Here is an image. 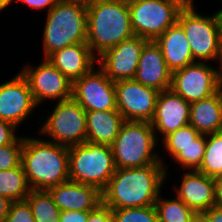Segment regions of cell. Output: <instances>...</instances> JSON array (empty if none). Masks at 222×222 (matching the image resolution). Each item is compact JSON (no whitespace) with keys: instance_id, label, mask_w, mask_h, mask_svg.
Returning a JSON list of instances; mask_svg holds the SVG:
<instances>
[{"instance_id":"6da1fadb","label":"cell","mask_w":222,"mask_h":222,"mask_svg":"<svg viewBox=\"0 0 222 222\" xmlns=\"http://www.w3.org/2000/svg\"><path fill=\"white\" fill-rule=\"evenodd\" d=\"M165 184L166 167L163 164L116 168L102 191V203L111 209L155 205L159 194L168 188Z\"/></svg>"},{"instance_id":"7a4b0ae2","label":"cell","mask_w":222,"mask_h":222,"mask_svg":"<svg viewBox=\"0 0 222 222\" xmlns=\"http://www.w3.org/2000/svg\"><path fill=\"white\" fill-rule=\"evenodd\" d=\"M23 134L21 164L31 190H48L69 180L68 147Z\"/></svg>"},{"instance_id":"3957f363","label":"cell","mask_w":222,"mask_h":222,"mask_svg":"<svg viewBox=\"0 0 222 222\" xmlns=\"http://www.w3.org/2000/svg\"><path fill=\"white\" fill-rule=\"evenodd\" d=\"M87 45L98 58L134 36L128 0H95L87 7Z\"/></svg>"},{"instance_id":"277c9868","label":"cell","mask_w":222,"mask_h":222,"mask_svg":"<svg viewBox=\"0 0 222 222\" xmlns=\"http://www.w3.org/2000/svg\"><path fill=\"white\" fill-rule=\"evenodd\" d=\"M42 32V59L53 52L87 41V7L58 1L45 14Z\"/></svg>"},{"instance_id":"5b68a950","label":"cell","mask_w":222,"mask_h":222,"mask_svg":"<svg viewBox=\"0 0 222 222\" xmlns=\"http://www.w3.org/2000/svg\"><path fill=\"white\" fill-rule=\"evenodd\" d=\"M197 7L184 6L177 23L183 28L195 62H217L222 67V27L218 12L203 14Z\"/></svg>"},{"instance_id":"8992f818","label":"cell","mask_w":222,"mask_h":222,"mask_svg":"<svg viewBox=\"0 0 222 222\" xmlns=\"http://www.w3.org/2000/svg\"><path fill=\"white\" fill-rule=\"evenodd\" d=\"M159 141L151 122L125 121L111 145L116 168H136L160 161Z\"/></svg>"},{"instance_id":"52a82bcc","label":"cell","mask_w":222,"mask_h":222,"mask_svg":"<svg viewBox=\"0 0 222 222\" xmlns=\"http://www.w3.org/2000/svg\"><path fill=\"white\" fill-rule=\"evenodd\" d=\"M52 104L43 110L44 116L36 120L34 129L44 139L58 145L71 147L84 143L87 136L86 111L73 98Z\"/></svg>"},{"instance_id":"ba28073f","label":"cell","mask_w":222,"mask_h":222,"mask_svg":"<svg viewBox=\"0 0 222 222\" xmlns=\"http://www.w3.org/2000/svg\"><path fill=\"white\" fill-rule=\"evenodd\" d=\"M68 167L69 180L94 186L101 192L116 170L111 146L87 141L68 147Z\"/></svg>"},{"instance_id":"9c48e42d","label":"cell","mask_w":222,"mask_h":222,"mask_svg":"<svg viewBox=\"0 0 222 222\" xmlns=\"http://www.w3.org/2000/svg\"><path fill=\"white\" fill-rule=\"evenodd\" d=\"M134 35L155 41L177 22L184 7L178 0H128Z\"/></svg>"},{"instance_id":"30bf717a","label":"cell","mask_w":222,"mask_h":222,"mask_svg":"<svg viewBox=\"0 0 222 222\" xmlns=\"http://www.w3.org/2000/svg\"><path fill=\"white\" fill-rule=\"evenodd\" d=\"M40 60L38 65L25 62L19 69L29 83L35 104L44 108L45 102H49L50 107L53 101L55 103L72 98L73 83L49 61Z\"/></svg>"},{"instance_id":"8fae6325","label":"cell","mask_w":222,"mask_h":222,"mask_svg":"<svg viewBox=\"0 0 222 222\" xmlns=\"http://www.w3.org/2000/svg\"><path fill=\"white\" fill-rule=\"evenodd\" d=\"M212 64L214 63L194 62L173 71L170 89L188 103L210 97L217 92L222 74V67Z\"/></svg>"},{"instance_id":"7c38bea8","label":"cell","mask_w":222,"mask_h":222,"mask_svg":"<svg viewBox=\"0 0 222 222\" xmlns=\"http://www.w3.org/2000/svg\"><path fill=\"white\" fill-rule=\"evenodd\" d=\"M39 107L35 104L27 79L18 72L8 80L0 82V119L12 123L19 130ZM26 120V122H25Z\"/></svg>"},{"instance_id":"4fadbf2b","label":"cell","mask_w":222,"mask_h":222,"mask_svg":"<svg viewBox=\"0 0 222 222\" xmlns=\"http://www.w3.org/2000/svg\"><path fill=\"white\" fill-rule=\"evenodd\" d=\"M72 98L86 112L117 110L115 82L98 65L73 82Z\"/></svg>"},{"instance_id":"5bb4252c","label":"cell","mask_w":222,"mask_h":222,"mask_svg":"<svg viewBox=\"0 0 222 222\" xmlns=\"http://www.w3.org/2000/svg\"><path fill=\"white\" fill-rule=\"evenodd\" d=\"M115 89L117 110L125 121H152L159 91L135 79L116 81Z\"/></svg>"},{"instance_id":"9a60e30c","label":"cell","mask_w":222,"mask_h":222,"mask_svg":"<svg viewBox=\"0 0 222 222\" xmlns=\"http://www.w3.org/2000/svg\"><path fill=\"white\" fill-rule=\"evenodd\" d=\"M148 41L136 35L123 40L100 55L97 65L114 82L134 79L142 49Z\"/></svg>"},{"instance_id":"2e32d148","label":"cell","mask_w":222,"mask_h":222,"mask_svg":"<svg viewBox=\"0 0 222 222\" xmlns=\"http://www.w3.org/2000/svg\"><path fill=\"white\" fill-rule=\"evenodd\" d=\"M182 172V173H181ZM179 182L169 187L177 198L181 199L194 212H205L215 205L214 181L197 170H180ZM175 183V184H173Z\"/></svg>"},{"instance_id":"e0dca14e","label":"cell","mask_w":222,"mask_h":222,"mask_svg":"<svg viewBox=\"0 0 222 222\" xmlns=\"http://www.w3.org/2000/svg\"><path fill=\"white\" fill-rule=\"evenodd\" d=\"M190 103L173 90L159 92L151 125L160 142L169 133L189 124Z\"/></svg>"},{"instance_id":"ac0fdd59","label":"cell","mask_w":222,"mask_h":222,"mask_svg":"<svg viewBox=\"0 0 222 222\" xmlns=\"http://www.w3.org/2000/svg\"><path fill=\"white\" fill-rule=\"evenodd\" d=\"M134 79L159 92L171 88L172 71L168 68L162 50L155 41H148L144 45Z\"/></svg>"},{"instance_id":"d6986e66","label":"cell","mask_w":222,"mask_h":222,"mask_svg":"<svg viewBox=\"0 0 222 222\" xmlns=\"http://www.w3.org/2000/svg\"><path fill=\"white\" fill-rule=\"evenodd\" d=\"M60 211H93L102 203V192L91 185L68 180L47 190Z\"/></svg>"},{"instance_id":"ffe728a7","label":"cell","mask_w":222,"mask_h":222,"mask_svg":"<svg viewBox=\"0 0 222 222\" xmlns=\"http://www.w3.org/2000/svg\"><path fill=\"white\" fill-rule=\"evenodd\" d=\"M46 60L73 83L91 71L97 65L98 58L87 43H77L53 52Z\"/></svg>"},{"instance_id":"44dd1931","label":"cell","mask_w":222,"mask_h":222,"mask_svg":"<svg viewBox=\"0 0 222 222\" xmlns=\"http://www.w3.org/2000/svg\"><path fill=\"white\" fill-rule=\"evenodd\" d=\"M155 42L160 46L165 62L172 72L195 62L189 41L183 28L177 22L160 35Z\"/></svg>"},{"instance_id":"7402d4cb","label":"cell","mask_w":222,"mask_h":222,"mask_svg":"<svg viewBox=\"0 0 222 222\" xmlns=\"http://www.w3.org/2000/svg\"><path fill=\"white\" fill-rule=\"evenodd\" d=\"M125 122L118 110L86 112V141L111 146Z\"/></svg>"},{"instance_id":"603a6c76","label":"cell","mask_w":222,"mask_h":222,"mask_svg":"<svg viewBox=\"0 0 222 222\" xmlns=\"http://www.w3.org/2000/svg\"><path fill=\"white\" fill-rule=\"evenodd\" d=\"M189 124L204 135L222 131V102L218 91L210 97L190 103Z\"/></svg>"},{"instance_id":"cb8c5ba5","label":"cell","mask_w":222,"mask_h":222,"mask_svg":"<svg viewBox=\"0 0 222 222\" xmlns=\"http://www.w3.org/2000/svg\"><path fill=\"white\" fill-rule=\"evenodd\" d=\"M200 135L201 134L192 125L188 124L176 131L169 133L160 141L161 148L159 149H161L160 152H163V154L160 153V161L166 167V181L169 182L168 179H170V177L172 179L171 174L173 173L171 170H169L170 163L166 165V159L169 157L171 158L170 161H172L182 151V149L193 145L194 141Z\"/></svg>"},{"instance_id":"d4e9b609","label":"cell","mask_w":222,"mask_h":222,"mask_svg":"<svg viewBox=\"0 0 222 222\" xmlns=\"http://www.w3.org/2000/svg\"><path fill=\"white\" fill-rule=\"evenodd\" d=\"M30 191L22 164L0 171V195L15 202L26 200Z\"/></svg>"},{"instance_id":"484cf974","label":"cell","mask_w":222,"mask_h":222,"mask_svg":"<svg viewBox=\"0 0 222 222\" xmlns=\"http://www.w3.org/2000/svg\"><path fill=\"white\" fill-rule=\"evenodd\" d=\"M171 194L172 197H169L170 195L166 197L162 191L155 202L159 222H191L195 212L181 199Z\"/></svg>"},{"instance_id":"4316f807","label":"cell","mask_w":222,"mask_h":222,"mask_svg":"<svg viewBox=\"0 0 222 222\" xmlns=\"http://www.w3.org/2000/svg\"><path fill=\"white\" fill-rule=\"evenodd\" d=\"M26 200L32 208L35 222H59L61 211L47 190H31Z\"/></svg>"},{"instance_id":"83f0119b","label":"cell","mask_w":222,"mask_h":222,"mask_svg":"<svg viewBox=\"0 0 222 222\" xmlns=\"http://www.w3.org/2000/svg\"><path fill=\"white\" fill-rule=\"evenodd\" d=\"M209 177L222 175V131L206 135V148L197 170Z\"/></svg>"},{"instance_id":"f1b7e54d","label":"cell","mask_w":222,"mask_h":222,"mask_svg":"<svg viewBox=\"0 0 222 222\" xmlns=\"http://www.w3.org/2000/svg\"><path fill=\"white\" fill-rule=\"evenodd\" d=\"M206 148V135L201 134L194 144L188 148L182 149V151L170 162L178 167H174L176 172L179 170H198ZM178 170V171H177Z\"/></svg>"},{"instance_id":"f546056e","label":"cell","mask_w":222,"mask_h":222,"mask_svg":"<svg viewBox=\"0 0 222 222\" xmlns=\"http://www.w3.org/2000/svg\"><path fill=\"white\" fill-rule=\"evenodd\" d=\"M113 222H159L155 205L112 209Z\"/></svg>"},{"instance_id":"4dcf8cb0","label":"cell","mask_w":222,"mask_h":222,"mask_svg":"<svg viewBox=\"0 0 222 222\" xmlns=\"http://www.w3.org/2000/svg\"><path fill=\"white\" fill-rule=\"evenodd\" d=\"M23 134L13 143L0 147V171L17 167L21 164Z\"/></svg>"},{"instance_id":"1f68e13d","label":"cell","mask_w":222,"mask_h":222,"mask_svg":"<svg viewBox=\"0 0 222 222\" xmlns=\"http://www.w3.org/2000/svg\"><path fill=\"white\" fill-rule=\"evenodd\" d=\"M4 222H35L32 208L28 201L21 200L12 202Z\"/></svg>"},{"instance_id":"d6a6232c","label":"cell","mask_w":222,"mask_h":222,"mask_svg":"<svg viewBox=\"0 0 222 222\" xmlns=\"http://www.w3.org/2000/svg\"><path fill=\"white\" fill-rule=\"evenodd\" d=\"M18 131L12 123L0 119V147L13 144L21 135Z\"/></svg>"},{"instance_id":"836d02e7","label":"cell","mask_w":222,"mask_h":222,"mask_svg":"<svg viewBox=\"0 0 222 222\" xmlns=\"http://www.w3.org/2000/svg\"><path fill=\"white\" fill-rule=\"evenodd\" d=\"M59 0H15L9 8L15 5V3L21 4V6L25 5L29 8V10L40 11L44 10V13H48L58 2ZM31 8V9H30ZM46 11V12H45Z\"/></svg>"},{"instance_id":"e575fe53","label":"cell","mask_w":222,"mask_h":222,"mask_svg":"<svg viewBox=\"0 0 222 222\" xmlns=\"http://www.w3.org/2000/svg\"><path fill=\"white\" fill-rule=\"evenodd\" d=\"M87 222H113L112 209L101 203L95 210L88 212Z\"/></svg>"},{"instance_id":"d590c367","label":"cell","mask_w":222,"mask_h":222,"mask_svg":"<svg viewBox=\"0 0 222 222\" xmlns=\"http://www.w3.org/2000/svg\"><path fill=\"white\" fill-rule=\"evenodd\" d=\"M88 212L61 211L59 222H87Z\"/></svg>"},{"instance_id":"8d00e7d4","label":"cell","mask_w":222,"mask_h":222,"mask_svg":"<svg viewBox=\"0 0 222 222\" xmlns=\"http://www.w3.org/2000/svg\"><path fill=\"white\" fill-rule=\"evenodd\" d=\"M215 205L222 207V175L213 178Z\"/></svg>"},{"instance_id":"74e56055","label":"cell","mask_w":222,"mask_h":222,"mask_svg":"<svg viewBox=\"0 0 222 222\" xmlns=\"http://www.w3.org/2000/svg\"><path fill=\"white\" fill-rule=\"evenodd\" d=\"M205 213L208 215L211 222H222V207L214 205Z\"/></svg>"},{"instance_id":"f35d334b","label":"cell","mask_w":222,"mask_h":222,"mask_svg":"<svg viewBox=\"0 0 222 222\" xmlns=\"http://www.w3.org/2000/svg\"><path fill=\"white\" fill-rule=\"evenodd\" d=\"M11 203L9 199L0 195V222H4V219L9 213Z\"/></svg>"},{"instance_id":"ab89813d","label":"cell","mask_w":222,"mask_h":222,"mask_svg":"<svg viewBox=\"0 0 222 222\" xmlns=\"http://www.w3.org/2000/svg\"><path fill=\"white\" fill-rule=\"evenodd\" d=\"M191 222H211V220L205 212H195Z\"/></svg>"},{"instance_id":"60d3db41","label":"cell","mask_w":222,"mask_h":222,"mask_svg":"<svg viewBox=\"0 0 222 222\" xmlns=\"http://www.w3.org/2000/svg\"><path fill=\"white\" fill-rule=\"evenodd\" d=\"M66 3L79 4L85 7L90 6L95 0H60Z\"/></svg>"},{"instance_id":"b9f144b4","label":"cell","mask_w":222,"mask_h":222,"mask_svg":"<svg viewBox=\"0 0 222 222\" xmlns=\"http://www.w3.org/2000/svg\"><path fill=\"white\" fill-rule=\"evenodd\" d=\"M15 0H0V13L6 11L8 9L9 10V7H10V4L12 5L14 3Z\"/></svg>"},{"instance_id":"7bdbcfd3","label":"cell","mask_w":222,"mask_h":222,"mask_svg":"<svg viewBox=\"0 0 222 222\" xmlns=\"http://www.w3.org/2000/svg\"><path fill=\"white\" fill-rule=\"evenodd\" d=\"M183 6H196V0H178Z\"/></svg>"},{"instance_id":"ee69618b","label":"cell","mask_w":222,"mask_h":222,"mask_svg":"<svg viewBox=\"0 0 222 222\" xmlns=\"http://www.w3.org/2000/svg\"><path fill=\"white\" fill-rule=\"evenodd\" d=\"M220 98H221V102H222V74L220 76L219 82H218V89H217Z\"/></svg>"},{"instance_id":"f6af8a7d","label":"cell","mask_w":222,"mask_h":222,"mask_svg":"<svg viewBox=\"0 0 222 222\" xmlns=\"http://www.w3.org/2000/svg\"><path fill=\"white\" fill-rule=\"evenodd\" d=\"M220 3H222V1H221ZM217 12H218V15H219V17H220V22H221V27H222V7H221V8L219 7V9L217 10Z\"/></svg>"}]
</instances>
